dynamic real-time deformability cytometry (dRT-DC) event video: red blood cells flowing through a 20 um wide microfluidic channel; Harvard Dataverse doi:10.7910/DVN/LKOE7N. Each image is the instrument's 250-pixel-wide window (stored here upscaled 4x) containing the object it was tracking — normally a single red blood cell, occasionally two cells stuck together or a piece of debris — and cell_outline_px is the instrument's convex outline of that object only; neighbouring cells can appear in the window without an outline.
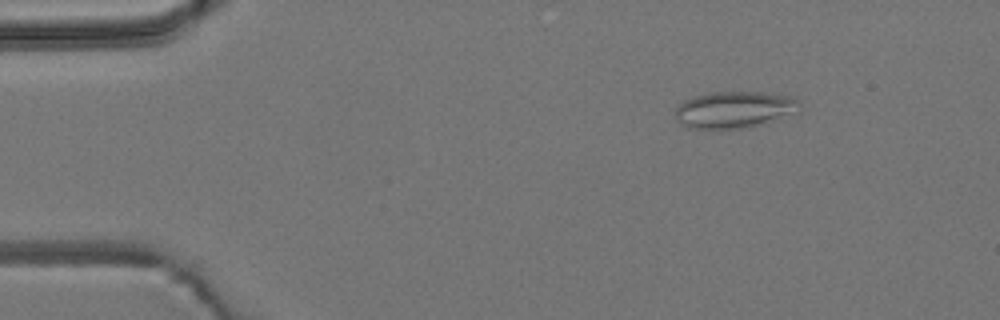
{"species": "common noctule bat (a hibernating species)", "species_latin": "Nyctalus noctula", "temperature_condition": "room temperature", "stored_images_in_passage": 6, "camera_frame_rate_fps": 3000, "um_per_image_px": 0.085, "animal": {"sex": "male", "body_mass_g": 19.2, "forearm_length_mm": 51.8}, "frame": {"image": 1, "passage_image": 2, "time_ms": 0.333, "image_size_px": [1000, 320], "cell_outline_px": [[800, 104], [788, 112], [760, 124], [720, 132], [688, 128], [680, 124], [676, 120], [676, 108], [684, 100], [692, 96], [712, 92], [764, 92], [792, 96]], "centroid_in_image_um": [62.23, 9.34], "position_along_channel_um": 22.8, "area_um2": 26.47}}